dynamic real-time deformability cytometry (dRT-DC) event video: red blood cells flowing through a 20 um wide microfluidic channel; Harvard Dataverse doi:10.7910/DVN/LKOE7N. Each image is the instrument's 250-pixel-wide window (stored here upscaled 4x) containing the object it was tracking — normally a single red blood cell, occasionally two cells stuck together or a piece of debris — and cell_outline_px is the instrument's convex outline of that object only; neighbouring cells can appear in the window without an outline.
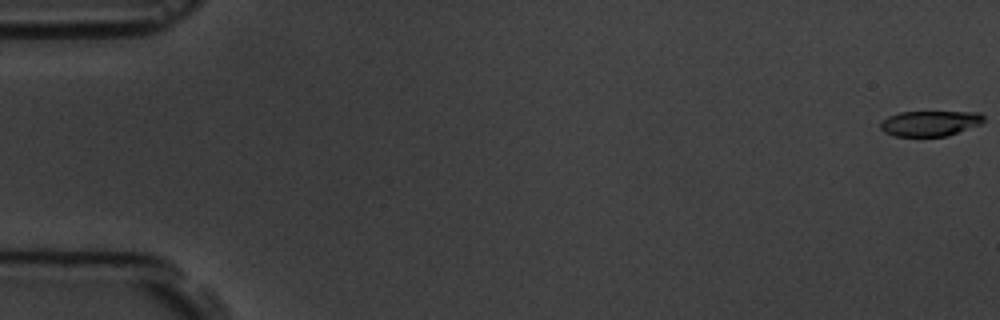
{"species": "common noctule bat (a hibernating species)", "species_latin": "Nyctalus noctula", "temperature_condition": "room temperature", "stored_images_in_passage": 6, "camera_frame_rate_fps": 3000, "um_per_image_px": 0.085, "animal": {"sex": "male", "body_mass_g": 19.5, "forearm_length_mm": 54.6}, "frame": {"image": 1, "passage_image": 1, "time_ms": 0.0, "image_size_px": [1000, 320], "cell_outline_px": [[984, 120], [980, 124], [948, 136], [892, 136], [884, 132], [880, 128], [880, 124], [888, 116], [900, 112], [980, 112], [984, 116]], "centroid_in_image_um": [79.04, 10.49], "position_along_channel_um": 6.0, "area_um2": 15.26}}
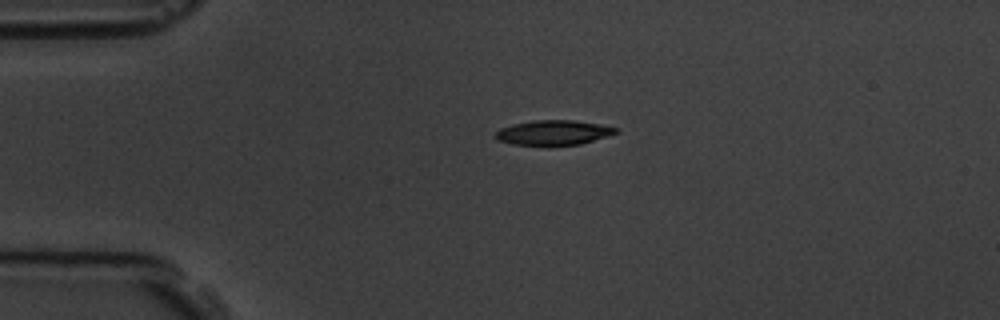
{"frame": {"image": 2, "passage_image": 5, "time_ms": 4.333, "image_size_px": [1000, 320], "cell_outline_px": [[620, 132], [608, 136], [580, 144], [548, 148], [544, 148], [512, 144], [496, 140], [492, 136], [500, 128], [512, 124], [532, 120], [572, 120], [600, 124], [620, 128]], "centroid_in_image_um": [47.01, 11.31], "position_along_channel_um": 38.0, "area_um2": 18.38}}